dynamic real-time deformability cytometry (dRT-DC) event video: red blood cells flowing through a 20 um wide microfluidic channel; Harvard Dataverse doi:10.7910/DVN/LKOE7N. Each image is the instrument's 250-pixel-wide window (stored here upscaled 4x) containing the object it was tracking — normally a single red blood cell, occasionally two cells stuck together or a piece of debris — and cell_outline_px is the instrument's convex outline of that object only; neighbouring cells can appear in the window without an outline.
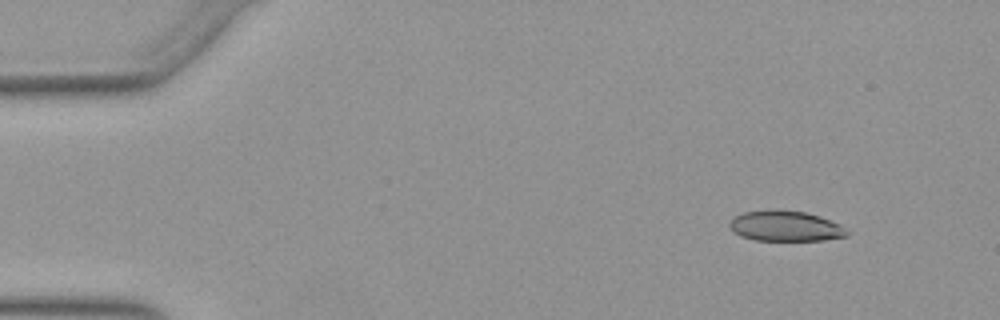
{"species": "Egyptian fruit bat (a non-hibernating species)", "species_latin": "Rousettus aegyptiacus", "temperature_condition": "warm", "stored_images_in_passage": 50, "camera_frame_rate_fps": 3000, "um_per_image_px": 0.085, "animal": {"sex": "female"}, "frame": {"image": 1, "passage_image": 4, "time_ms": 1.0, "image_size_px": [1000, 320], "cell_outline_px": [[848, 236], [824, 240], [752, 240], [740, 236], [728, 224], [732, 216], [744, 212], [776, 208], [804, 212], [820, 216], [840, 224], [848, 232]], "centroid_in_image_um": [66.74, 19.2], "position_along_channel_um": 18.3, "area_um2": 21.04}}
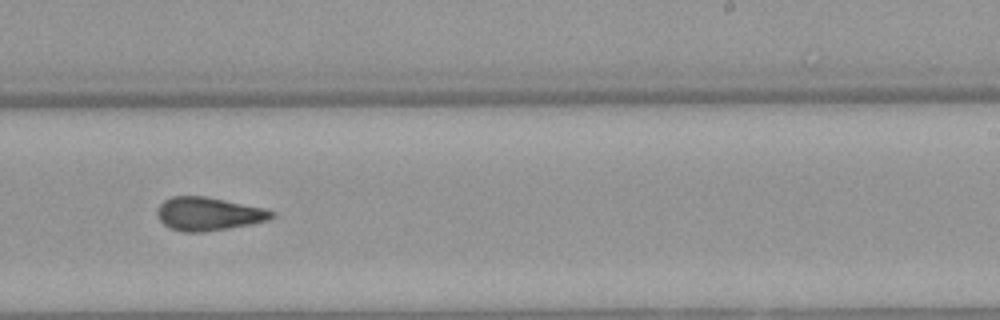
{"frame": {"image": 2, "passage_image": 31, "time_ms": 10.0, "image_size_px": [1000, 320], "cell_outline_px": [[276, 216], [268, 220], [252, 224], [208, 232], [180, 232], [168, 228], [156, 216], [156, 212], [160, 204], [164, 200], [172, 196], [204, 196], [264, 208], [276, 212]], "centroid_in_image_um": [17.71, 18.2], "position_along_channel_um": 271.3, "area_um2": 22.48}}
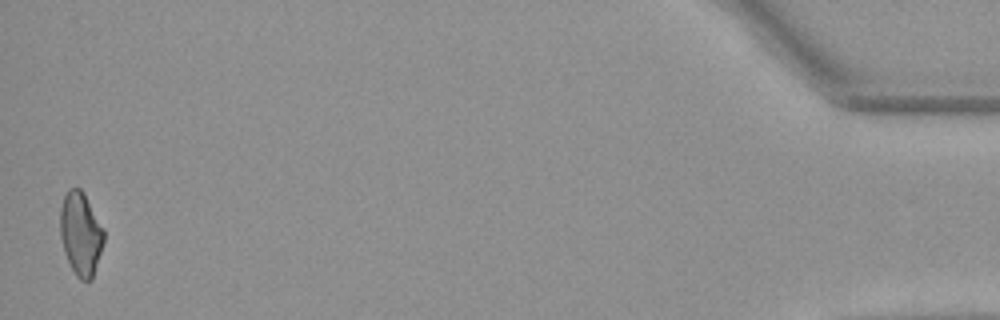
{"frame": {"image": 3, "passage_image": 50, "time_ms": 16.333, "image_size_px": [1000, 320], "cell_outline_px": [[104, 240], [92, 280], [80, 280], [76, 276], [64, 252], [60, 236], [60, 208], [64, 196], [68, 188], [80, 188], [84, 192], [104, 228]], "centroid_in_image_um": [6.86, 19.84], "position_along_channel_um": 428.3, "area_um2": 21.27}, "authors_computed_cell_mechanics": {"area_um2": 22.2819, "velocity_mm_per_s": 3.9378, "shape_relaxation_time_tau1_ms": null, "shape_relaxation_time_tau2_ms": 2.202, "deformation_change_tau1": null, "deformation_change_tau2": 0.1135}}